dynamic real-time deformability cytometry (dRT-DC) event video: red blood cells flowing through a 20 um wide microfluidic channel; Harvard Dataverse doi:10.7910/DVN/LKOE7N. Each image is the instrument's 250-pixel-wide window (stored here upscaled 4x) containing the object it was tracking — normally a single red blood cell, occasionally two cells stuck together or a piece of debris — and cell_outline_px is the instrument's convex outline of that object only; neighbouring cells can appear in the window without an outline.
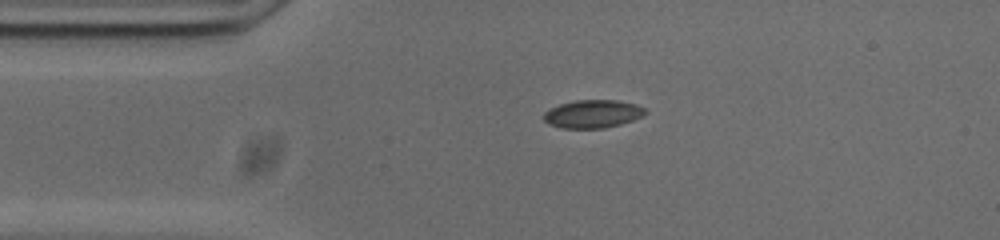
{"species": "common noctule bat (a hibernating species)", "species_latin": "Nyctalus noctula", "temperature_condition": "cold", "stored_images_in_passage": 45, "segment_of_instrument_passage": [1, 2], "camera_frame_rate_fps": 3000, "um_per_image_px": 0.085, "animal": {"sex": "male", "body_mass_g": 20.0, "forearm_length_mm": 53.3}, "frame": {"image": 1, "passage_image": 1, "time_ms": 0.0, "image_size_px": [1000, 240], "cell_outline_px": [[648, 112], [632, 120], [620, 124], [604, 128], [560, 128], [548, 124], [544, 120], [544, 112], [560, 104], [576, 100], [616, 100], [632, 104], [644, 108]], "centroid_in_image_um": [50.34, 9.69], "position_along_channel_um": 34.7, "area_um2": 16.36}}
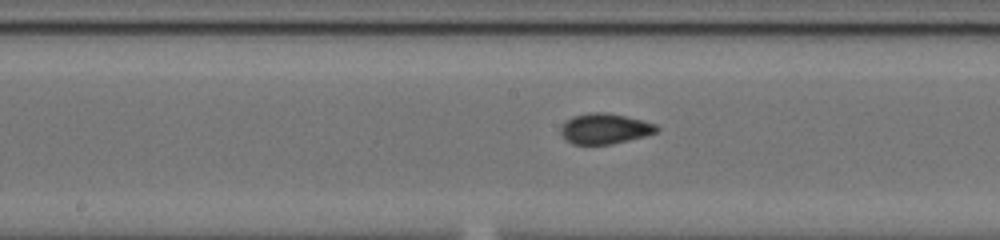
{"frame": {"image": 2, "passage_image": 16, "time_ms": 5.0, "image_size_px": [1000, 240], "cell_outline_px": [[660, 128], [656, 132], [644, 136], [612, 144], [572, 144], [560, 132], [560, 124], [564, 120], [572, 116], [588, 112], [608, 112], [656, 124]], "centroid_in_image_um": [51.36, 10.92], "position_along_channel_um": 196.8, "area_um2": 17.05}}
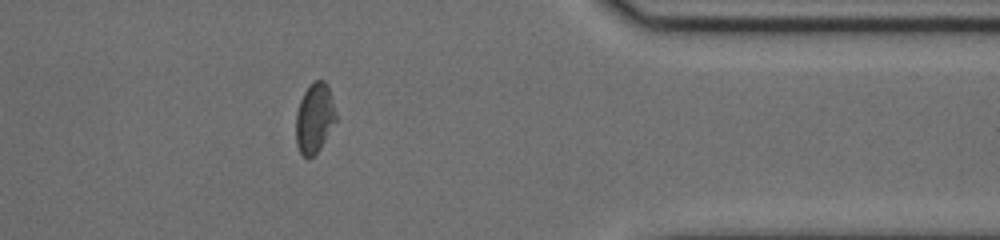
{"frame": {"image": 3, "passage_image": 33, "time_ms": 10.667, "image_size_px": [1000, 240], "cell_outline_px": [[336, 120], [320, 148], [308, 160], [300, 152], [296, 144], [296, 112], [300, 100], [304, 92], [316, 80], [324, 80], [328, 84], [336, 116]], "centroid_in_image_um": [26.72, 10.05], "position_along_channel_um": 384.7, "area_um2": 16.07}}